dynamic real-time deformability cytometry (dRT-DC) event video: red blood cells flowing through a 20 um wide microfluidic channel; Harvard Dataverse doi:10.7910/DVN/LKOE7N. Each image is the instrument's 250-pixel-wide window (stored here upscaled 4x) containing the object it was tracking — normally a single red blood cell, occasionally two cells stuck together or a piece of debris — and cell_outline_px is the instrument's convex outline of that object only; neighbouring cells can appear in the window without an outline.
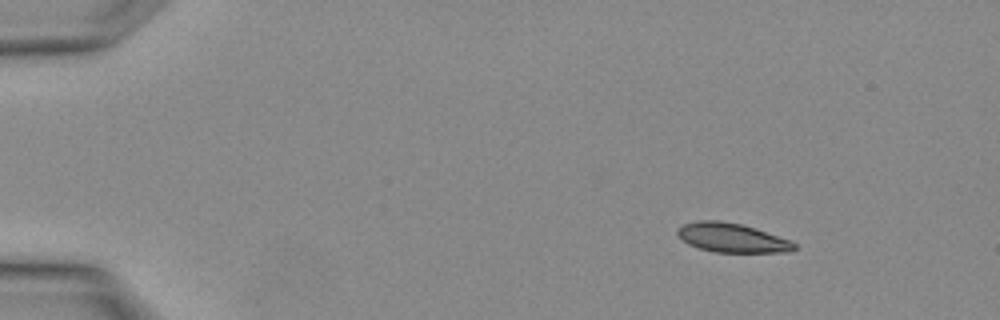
{"species": "Egyptian fruit bat (a non-hibernating species)", "species_latin": "Rousettus aegyptiacus", "temperature_condition": "warm", "stored_images_in_passage": 4, "camera_frame_rate_fps": 3000, "um_per_image_px": 0.085, "animal": {"sex": "female"}, "frame": {"image": 1, "passage_image": 1, "time_ms": 0.0, "image_size_px": [1000, 320], "cell_outline_px": [[796, 248], [788, 252], [716, 252], [696, 248], [688, 244], [676, 232], [684, 224], [700, 220], [720, 220], [740, 224], [756, 228], [788, 240], [796, 244]], "centroid_in_image_um": [62.21, 20.21], "position_along_channel_um": 22.8, "area_um2": 19.59}}
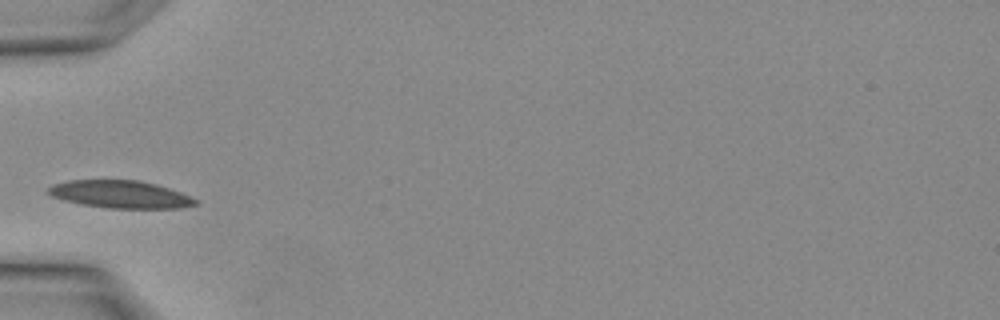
{"frame": {"image": 2, "passage_image": 4, "time_ms": 1.0, "image_size_px": [1000, 320], "cell_outline_px": [[200, 200], [196, 204], [180, 208], [108, 208], [80, 204], [64, 200], [52, 196], [48, 192], [48, 188], [52, 184], [68, 180], [140, 180], [156, 184], [180, 192]], "centroid_in_image_um": [10.23, 16.51], "position_along_channel_um": 74.8, "area_um2": 23.64}}